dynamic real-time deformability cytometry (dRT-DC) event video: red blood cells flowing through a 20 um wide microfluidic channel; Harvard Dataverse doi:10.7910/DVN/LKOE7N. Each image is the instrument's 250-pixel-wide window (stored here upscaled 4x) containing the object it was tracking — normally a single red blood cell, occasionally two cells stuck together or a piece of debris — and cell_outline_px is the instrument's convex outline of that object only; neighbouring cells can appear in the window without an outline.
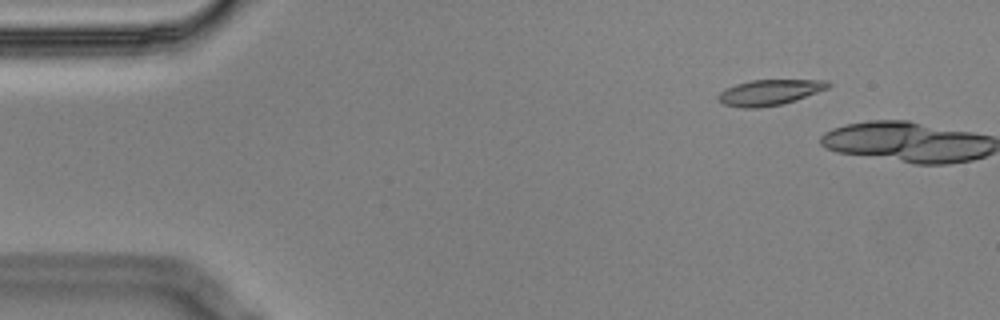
{"species": "Egyptian fruit bat (a non-hibernating species)", "species_latin": "Rousettus aegyptiacus", "temperature_condition": "cold", "stored_images_in_passage": 11, "camera_frame_rate_fps": 3000, "um_per_image_px": 0.085, "animal": {"sex": "male"}, "frame": {"image": 1, "passage_image": 2, "time_ms": 0.333, "image_size_px": [1000, 320], "cell_outline_px": [[832, 84], [828, 88], [796, 100], [784, 104], [756, 108], [740, 108], [720, 104], [716, 100], [716, 96], [724, 88], [736, 84], [752, 80], [828, 80]], "centroid_in_image_um": [65.35, 7.86], "position_along_channel_um": 19.6, "area_um2": 16.7}}
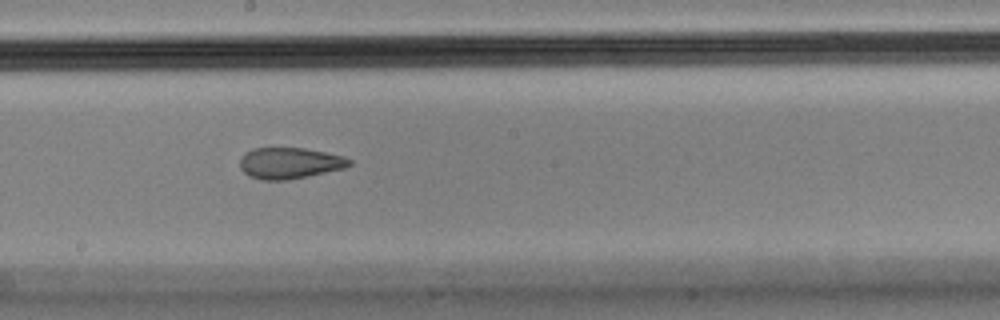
{"frame": {"image": 2, "passage_image": 10, "time_ms": 3.0, "image_size_px": [1000, 320], "cell_outline_px": [[352, 164], [344, 168], [308, 176], [288, 180], [264, 180], [248, 176], [240, 168], [240, 160], [244, 152], [252, 148], [304, 148], [344, 156], [352, 160]], "centroid_in_image_um": [24.6, 13.86], "position_along_channel_um": 223.6, "area_um2": 19.94}}
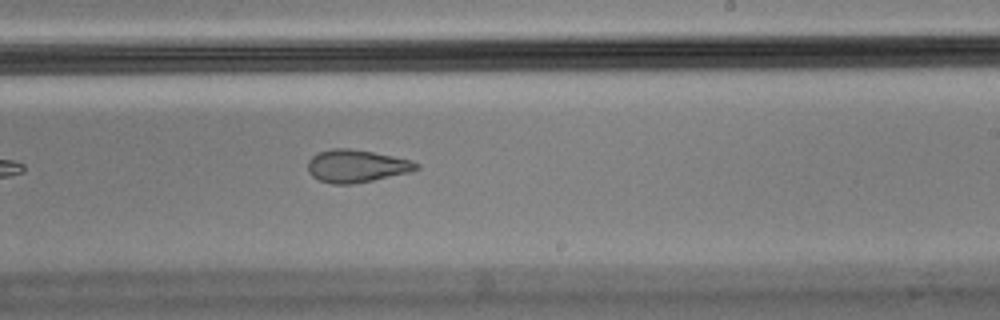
{"frame": {"image": 3, "passage_image": 11, "time_ms": 3.333, "image_size_px": [1000, 320], "cell_outline_px": [[420, 168], [412, 172], [352, 184], [332, 184], [320, 180], [312, 176], [308, 172], [308, 160], [312, 156], [320, 152], [332, 148], [348, 148], [372, 152], [412, 160], [420, 164]], "centroid_in_image_um": [30.32, 14.11], "position_along_channel_um": 258.7, "area_um2": 20.63}}